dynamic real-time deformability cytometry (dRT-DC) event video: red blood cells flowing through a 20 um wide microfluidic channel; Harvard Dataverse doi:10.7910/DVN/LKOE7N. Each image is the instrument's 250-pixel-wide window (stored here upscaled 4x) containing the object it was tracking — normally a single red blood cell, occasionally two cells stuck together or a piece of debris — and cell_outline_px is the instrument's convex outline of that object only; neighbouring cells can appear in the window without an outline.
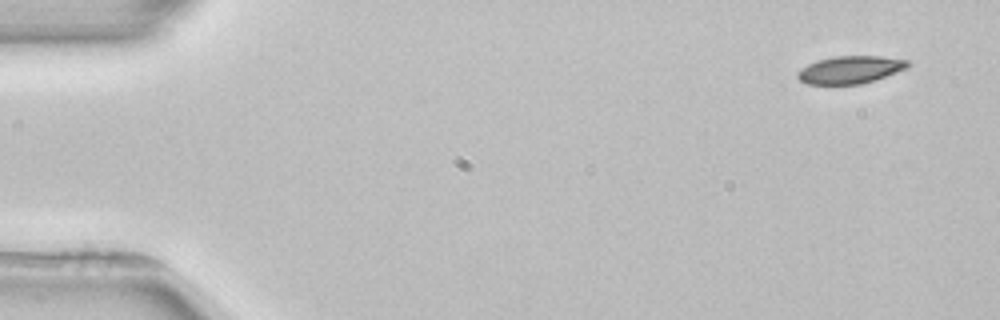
{"species": "common noctule bat (a hibernating species)", "species_latin": "Nyctalus noctula", "temperature_condition": "room temperature", "stored_images_in_passage": 5, "camera_frame_rate_fps": 3000, "um_per_image_px": 0.085, "animal": {"sex": "female", "body_mass_g": 22.7, "forearm_length_mm": 54.2}, "frame": {"image": 1, "passage_image": 1, "time_ms": 0.0, "image_size_px": [1000, 320], "cell_outline_px": [[912, 64], [908, 68], [876, 80], [860, 84], [808, 84], [800, 80], [796, 76], [796, 72], [800, 68], [808, 64], [820, 60], [836, 56], [880, 56], [908, 60]], "centroid_in_image_um": [72.3, 5.93], "position_along_channel_um": 12.7, "area_um2": 17.8}}